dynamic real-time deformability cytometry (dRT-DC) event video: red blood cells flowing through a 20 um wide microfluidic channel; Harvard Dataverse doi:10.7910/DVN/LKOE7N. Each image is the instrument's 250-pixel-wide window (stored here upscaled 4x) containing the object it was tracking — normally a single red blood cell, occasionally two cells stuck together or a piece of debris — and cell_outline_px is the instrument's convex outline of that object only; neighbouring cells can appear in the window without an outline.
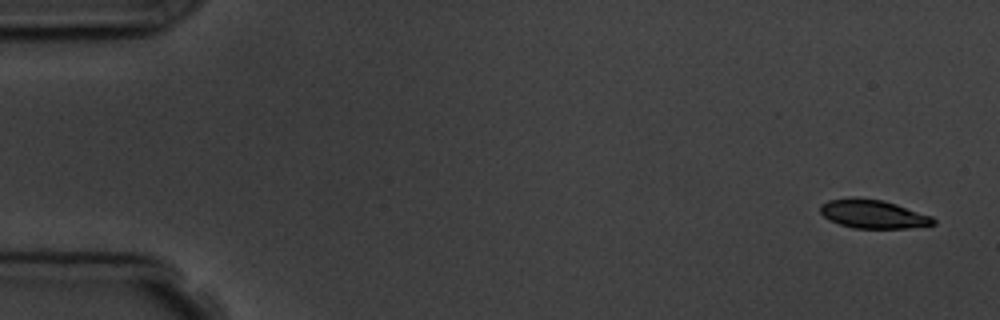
{"species": "common noctule bat (a hibernating species)", "species_latin": "Nyctalus noctula", "temperature_condition": "room temperature", "stored_images_in_passage": 5, "camera_frame_rate_fps": 3000, "um_per_image_px": 0.085, "animal": {"sex": "male", "body_mass_g": 19.5, "forearm_length_mm": 54.6}, "frame": {"image": 1, "passage_image": 1, "time_ms": 0.0, "image_size_px": [1000, 320], "cell_outline_px": [[936, 224], [908, 228], [852, 228], [828, 220], [820, 212], [820, 204], [828, 200], [852, 196], [884, 200], [932, 216], [936, 220]], "centroid_in_image_um": [74.18, 18.18], "position_along_channel_um": 10.8, "area_um2": 19.07}}
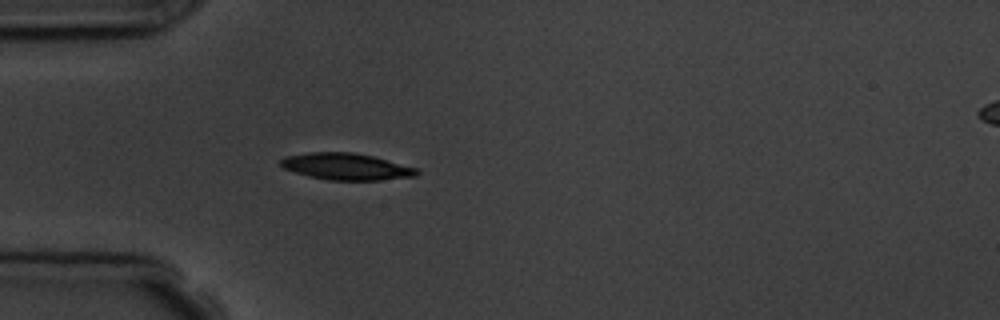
{"frame": {"image": 2, "passage_image": 5, "time_ms": 4.667, "image_size_px": [1000, 320], "cell_outline_px": [[420, 172], [416, 176], [380, 180], [328, 180], [308, 176], [284, 168], [280, 164], [280, 160], [284, 156], [308, 152], [352, 152], [372, 156], [416, 168]], "centroid_in_image_um": [29.4, 14.15], "position_along_channel_um": 55.6, "area_um2": 21.04}}